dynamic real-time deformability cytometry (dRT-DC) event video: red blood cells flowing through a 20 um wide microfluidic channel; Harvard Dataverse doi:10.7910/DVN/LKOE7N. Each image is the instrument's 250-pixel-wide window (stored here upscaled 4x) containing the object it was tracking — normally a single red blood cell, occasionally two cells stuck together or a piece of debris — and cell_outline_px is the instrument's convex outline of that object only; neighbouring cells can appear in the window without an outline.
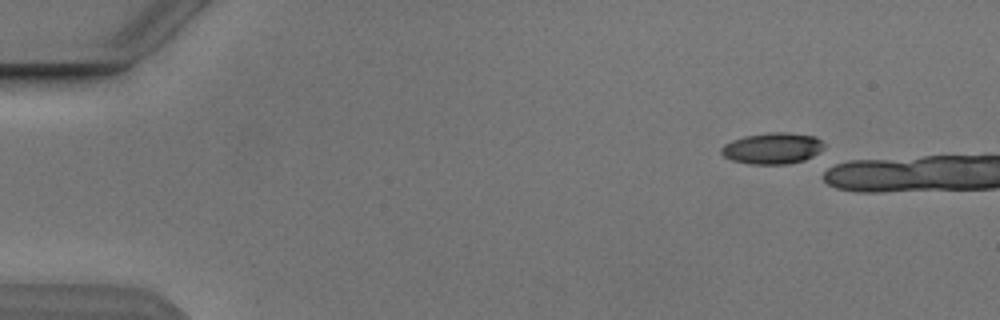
{"species": "Egyptian fruit bat (a non-hibernating species)", "species_latin": "Rousettus aegyptiacus", "temperature_condition": "cold", "stored_images_in_passage": 3, "camera_frame_rate_fps": 3000, "um_per_image_px": 0.085, "animal": {"sex": "male"}, "frame": {"image": 1, "passage_image": 1, "time_ms": 0.0, "image_size_px": [1000, 320], "cell_outline_px": [[824, 148], [812, 156], [804, 160], [788, 164], [752, 164], [732, 160], [724, 156], [720, 152], [720, 148], [724, 144], [732, 140], [744, 136], [772, 132], [784, 132], [816, 136], [824, 144]], "centroid_in_image_um": [65.65, 12.6], "position_along_channel_um": 19.4, "area_um2": 18.67}}